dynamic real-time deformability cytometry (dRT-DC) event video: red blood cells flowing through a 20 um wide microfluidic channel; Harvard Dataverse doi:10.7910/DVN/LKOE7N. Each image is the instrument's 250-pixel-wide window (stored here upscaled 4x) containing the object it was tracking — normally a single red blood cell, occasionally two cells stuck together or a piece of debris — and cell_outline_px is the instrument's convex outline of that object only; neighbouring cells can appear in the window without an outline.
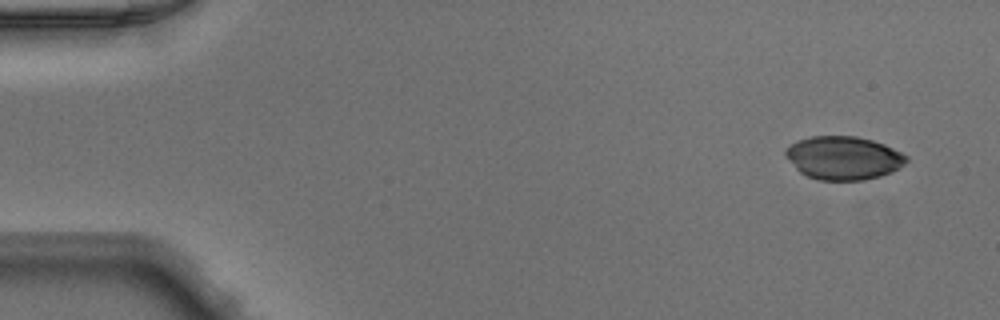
{"species": "Egyptian fruit bat (a non-hibernating species)", "species_latin": "Rousettus aegyptiacus", "temperature_condition": "warm", "stored_images_in_passage": 46, "camera_frame_rate_fps": 3000, "um_per_image_px": 0.085, "animal": {"sex": "male"}, "frame": {"image": 1, "passage_image": 1, "time_ms": 0.0, "image_size_px": [1000, 320], "cell_outline_px": [[908, 160], [900, 168], [892, 172], [880, 176], [864, 180], [820, 180], [808, 176], [800, 172], [796, 168], [784, 152], [792, 144], [800, 140], [812, 136], [856, 136], [872, 140], [884, 144], [908, 156]], "centroid_in_image_um": [71.74, 13.43], "position_along_channel_um": 13.3, "area_um2": 30.23}}
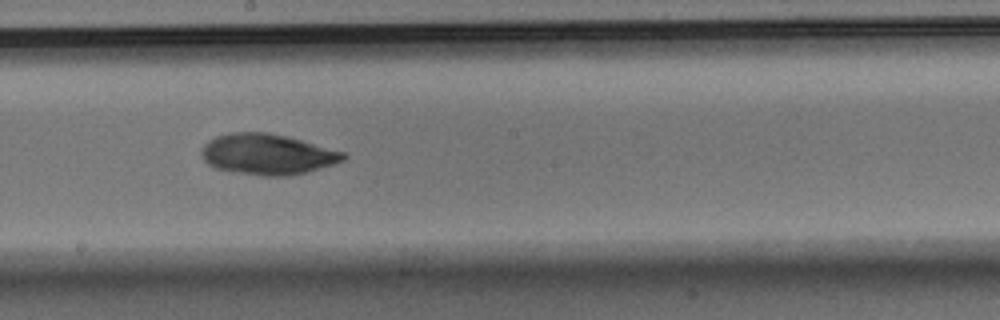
{"frame": {"image": 2, "passage_image": 25, "time_ms": 8.0, "image_size_px": [1000, 320], "cell_outline_px": [[348, 156], [344, 160], [332, 164], [304, 172], [284, 176], [264, 176], [216, 168], [208, 164], [204, 160], [200, 152], [200, 148], [208, 140], [216, 136], [228, 132], [268, 132], [300, 140], [344, 152]], "centroid_in_image_um": [22.67, 13.09], "position_along_channel_um": 225.5, "area_um2": 33.23}}
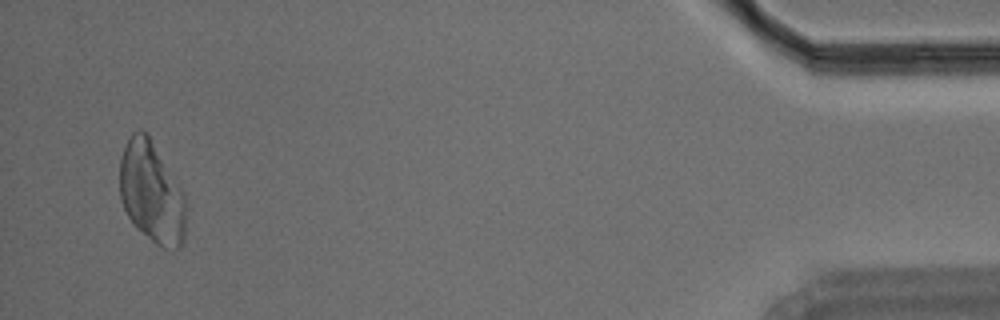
{"frame": {"image": 3, "passage_image": 45, "time_ms": 14.667, "image_size_px": [1000, 320], "cell_outline_px": [[188, 208], [184, 240], [180, 248], [164, 248], [156, 244], [136, 228], [132, 224], [120, 200], [120, 156], [132, 132], [140, 128], [148, 132], [180, 184], [184, 192], [188, 204]], "centroid_in_image_um": [12.93, 16.35], "position_along_channel_um": 422.3, "area_um2": 40.23}}